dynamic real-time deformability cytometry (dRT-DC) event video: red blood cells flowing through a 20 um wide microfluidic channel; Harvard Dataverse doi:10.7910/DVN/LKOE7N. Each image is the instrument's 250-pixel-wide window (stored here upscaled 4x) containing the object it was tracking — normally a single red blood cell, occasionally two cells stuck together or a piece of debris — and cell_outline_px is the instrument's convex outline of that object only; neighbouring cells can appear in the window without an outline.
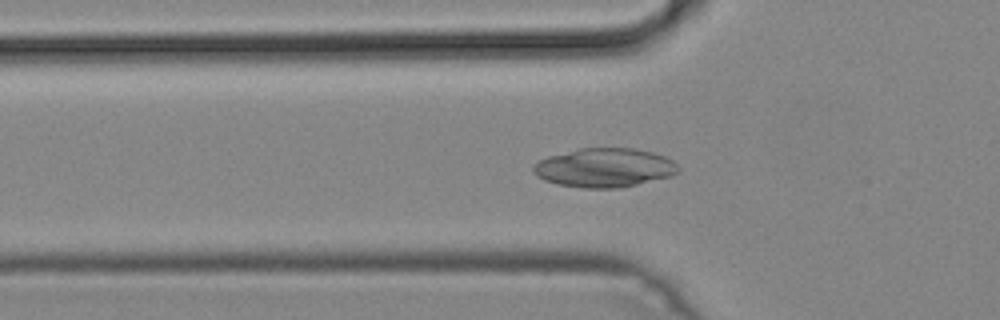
{"species": "common noctule bat (a hibernating species)", "species_latin": "Nyctalus noctula", "temperature_condition": "cold", "stored_images_in_passage": 51, "camera_frame_rate_fps": 3000, "um_per_image_px": 0.085, "animal": {"sex": "male", "body_mass_g": 19.2, "forearm_length_mm": 51.8}, "frame": {"image": 1, "passage_image": 17, "time_ms": 5.333, "image_size_px": [1000, 320], "cell_outline_px": [[680, 172], [672, 176], [620, 188], [584, 188], [560, 184], [544, 180], [536, 176], [532, 172], [532, 164], [548, 156], [580, 148], [636, 148], [652, 152], [664, 156], [672, 160], [680, 168]], "centroid_in_image_um": [51.38, 14.25], "position_along_channel_um": 74.4, "area_um2": 33.12}}
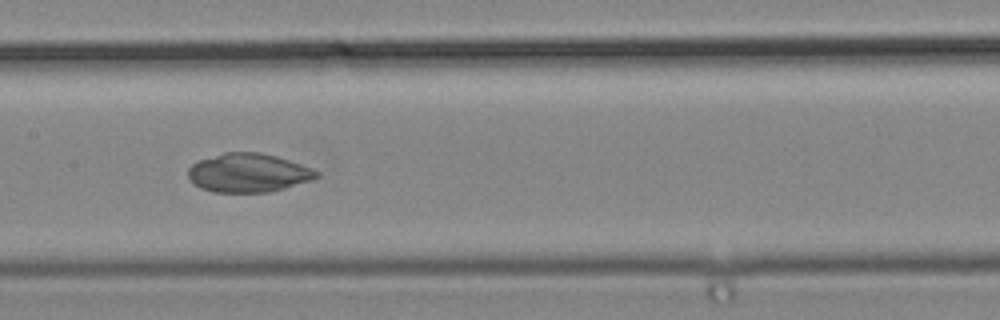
{"frame": {"image": 2, "passage_image": 25, "time_ms": 8.0, "image_size_px": [1000, 320], "cell_outline_px": [[320, 176], [312, 180], [284, 188], [268, 192], [212, 192], [200, 188], [188, 176], [188, 168], [196, 160], [224, 152], [260, 152], [276, 156], [312, 168], [320, 172]], "centroid_in_image_um": [21.1, 14.68], "position_along_channel_um": 186.3, "area_um2": 29.07}}
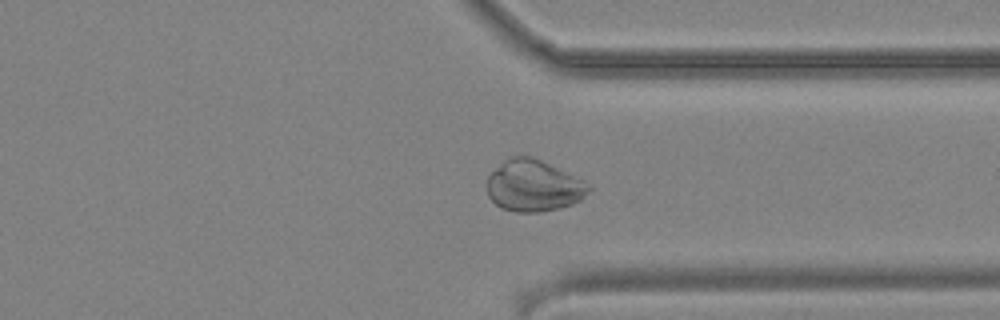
{"frame": {"image": 3, "passage_image": 38, "time_ms": 12.333, "image_size_px": [1000, 320], "cell_outline_px": [[592, 188], [580, 200], [572, 204], [560, 208], [540, 212], [516, 212], [500, 208], [488, 196], [488, 176], [508, 156], [532, 156], [584, 180], [592, 184]], "centroid_in_image_um": [45.37, 15.79], "position_along_channel_um": 366.0, "area_um2": 30.58}}